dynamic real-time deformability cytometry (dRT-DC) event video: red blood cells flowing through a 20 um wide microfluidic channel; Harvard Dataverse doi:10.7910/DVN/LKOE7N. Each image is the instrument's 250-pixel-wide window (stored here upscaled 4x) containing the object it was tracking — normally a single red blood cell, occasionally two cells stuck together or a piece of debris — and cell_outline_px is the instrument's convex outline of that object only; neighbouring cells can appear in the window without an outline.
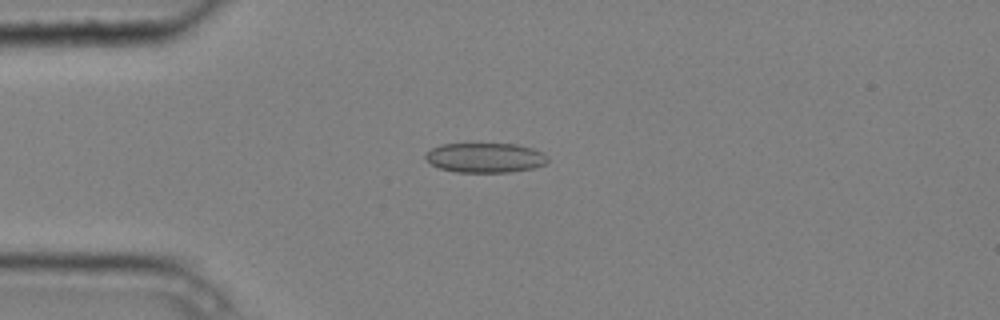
{"species": "common noctule bat (a hibernating species)", "species_latin": "Nyctalus noctula", "temperature_condition": "cold", "stored_images_in_passage": 6, "camera_frame_rate_fps": 3000, "um_per_image_px": 0.085, "animal": {"sex": "male", "body_mass_g": 20.4}, "frame": {"image": 1, "passage_image": 4, "time_ms": 1.0, "image_size_px": [1000, 320], "cell_outline_px": [[548, 160], [544, 164], [536, 168], [508, 172], [456, 172], [440, 168], [432, 164], [424, 156], [432, 148], [440, 144], [516, 144], [532, 148], [548, 156]], "centroid_in_image_um": [41.26, 13.41], "position_along_channel_um": 43.7, "area_um2": 21.04}}
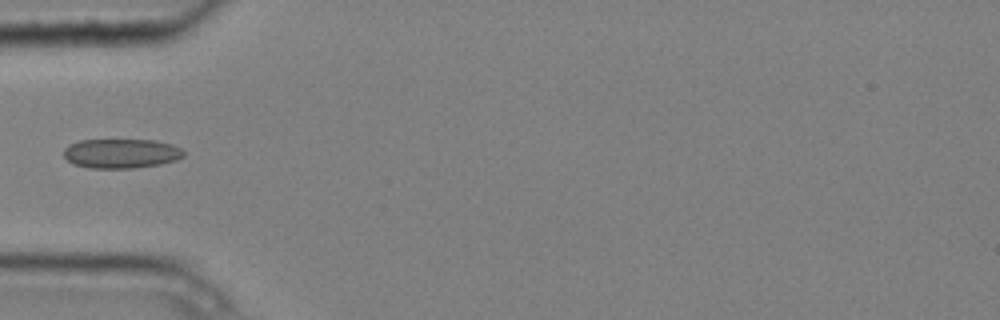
{"frame": {"image": 2, "passage_image": 5, "time_ms": 1.333, "image_size_px": [1000, 320], "cell_outline_px": [[184, 156], [176, 160], [160, 164], [132, 168], [88, 168], [72, 164], [64, 156], [64, 148], [68, 144], [80, 140], [156, 140], [172, 144], [180, 148], [184, 152]], "centroid_in_image_um": [10.28, 13.04], "position_along_channel_um": 74.7, "area_um2": 20.69}}
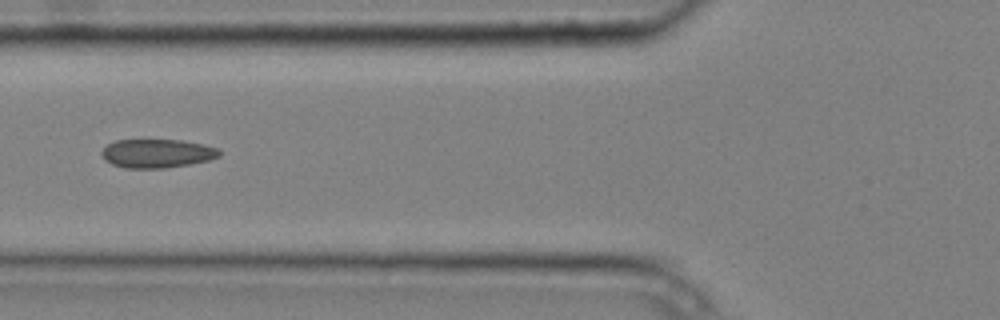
{"frame": {"image": 3, "passage_image": 6, "time_ms": 1.667, "image_size_px": [1000, 320], "cell_outline_px": [[220, 156], [208, 160], [188, 164], [164, 168], [124, 168], [112, 164], [104, 160], [100, 152], [108, 144], [116, 140], [180, 140], [204, 144], [220, 148]], "centroid_in_image_um": [13.34, 13.04], "position_along_channel_um": 112.5, "area_um2": 19.71}}